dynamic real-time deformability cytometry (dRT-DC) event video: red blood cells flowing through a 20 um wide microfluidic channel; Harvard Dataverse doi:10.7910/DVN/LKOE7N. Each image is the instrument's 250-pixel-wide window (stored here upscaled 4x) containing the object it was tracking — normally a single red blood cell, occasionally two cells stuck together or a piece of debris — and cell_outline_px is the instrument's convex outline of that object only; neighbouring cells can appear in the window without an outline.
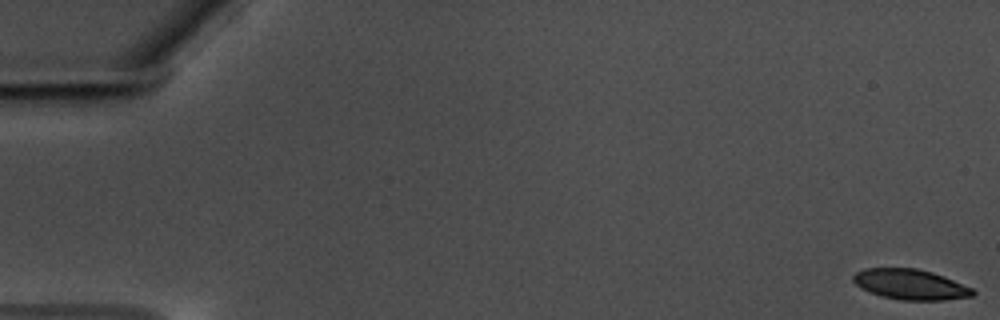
{"species": "common noctule bat (a hibernating species)", "species_latin": "Nyctalus noctula", "temperature_condition": "warm", "stored_images_in_passage": 59, "camera_frame_rate_fps": 3000, "um_per_image_px": 0.085, "animal": {"sex": "male", "body_mass_g": 17.5, "forearm_length_mm": 52.3}, "frame": {"image": 1, "passage_image": 1, "time_ms": 0.0, "image_size_px": [1000, 320], "cell_outline_px": [[976, 292], [972, 296], [944, 300], [900, 300], [884, 296], [860, 288], [852, 280], [852, 276], [856, 272], [864, 268], [916, 268], [932, 272], [944, 276], [972, 288]], "centroid_in_image_um": [77.38, 24.17], "position_along_channel_um": 7.6, "area_um2": 21.04}}
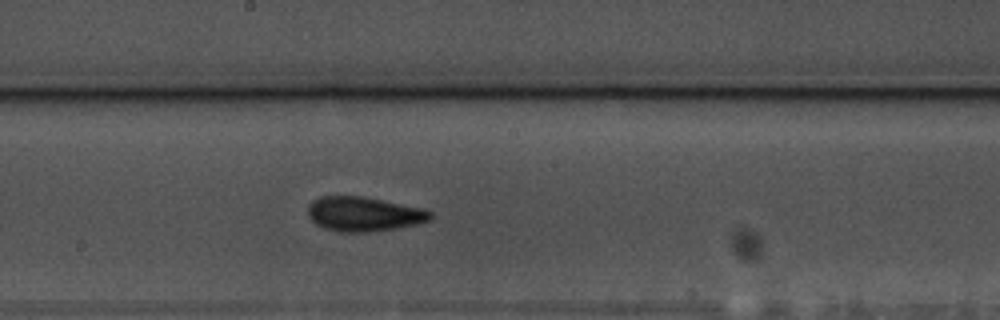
{"frame": {"image": 2, "passage_image": 33, "time_ms": 10.667, "image_size_px": [1000, 320], "cell_outline_px": [[432, 216], [428, 220], [416, 224], [396, 228], [368, 232], [340, 232], [324, 228], [316, 224], [308, 216], [308, 204], [312, 200], [320, 196], [364, 196], [424, 208], [432, 212]], "centroid_in_image_um": [30.9, 18.18], "position_along_channel_um": 217.3, "area_um2": 24.74}}
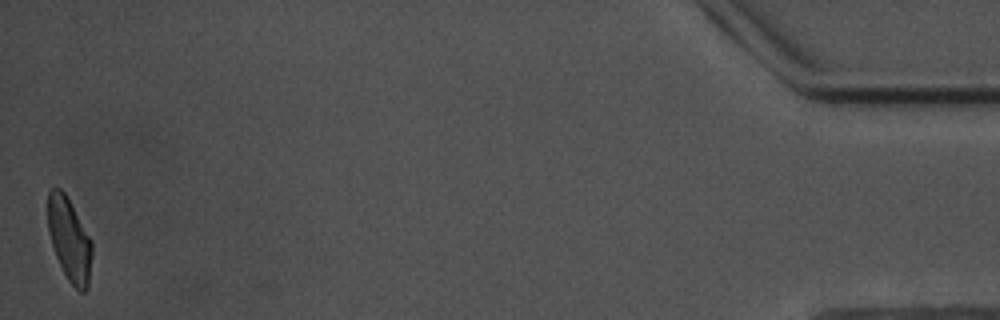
{"frame": {"image": 3, "passage_image": 59, "time_ms": 19.333, "image_size_px": [1000, 320], "cell_outline_px": [[92, 256], [88, 288], [84, 292], [80, 292], [68, 280], [56, 256], [48, 232], [48, 192], [52, 188], [60, 188], [64, 192], [92, 240]], "centroid_in_image_um": [5.91, 20.37], "position_along_channel_um": 429.3, "area_um2": 21.27}, "authors_computed_cell_mechanics": {"area_um2": 23.0044, "velocity_mm_per_s": 3.5002, "shape_relaxation_time_tau1_ms": 5.5299, "shape_relaxation_time_tau2_ms": 3.3251, "deformation_change_tau1": 0.1576, "deformation_change_tau2": 0.0969}}